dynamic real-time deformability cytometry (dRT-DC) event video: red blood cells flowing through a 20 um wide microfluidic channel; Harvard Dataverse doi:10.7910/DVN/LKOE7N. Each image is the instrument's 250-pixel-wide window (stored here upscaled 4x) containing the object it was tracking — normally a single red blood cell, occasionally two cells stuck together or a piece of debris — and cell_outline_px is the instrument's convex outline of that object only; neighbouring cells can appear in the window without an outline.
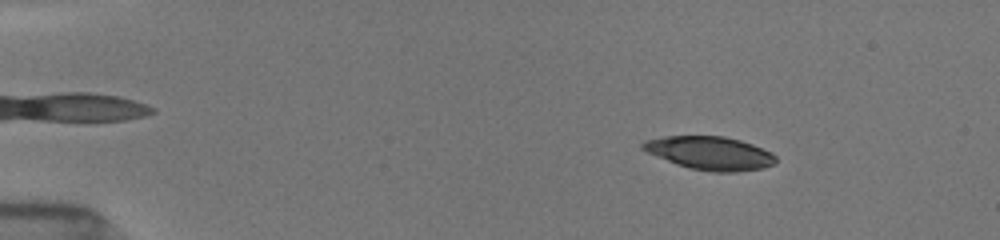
{"species": "common noctule bat (a hibernating species)", "species_latin": "Nyctalus noctula", "temperature_condition": "room temperature", "stored_images_in_passage": 22, "camera_frame_rate_fps": 3000, "um_per_image_px": 0.085, "animal": {"sex": "female", "body_mass_g": 19.5, "forearm_length_mm": 54.1}, "frame": {"image": 1, "passage_image": 4, "time_ms": 1.667, "image_size_px": [1000, 240], "cell_outline_px": [[776, 164], [764, 168], [736, 172], [712, 172], [688, 168], [676, 164], [656, 156], [640, 148], [640, 144], [644, 140], [664, 136], [724, 136], [740, 140], [752, 144], [772, 152], [776, 156]], "centroid_in_image_um": [60.35, 13.02], "position_along_channel_um": 24.6, "area_um2": 26.07}}
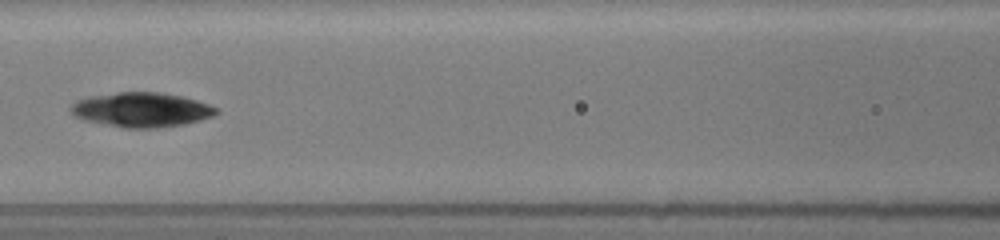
{"frame": {"image": 2, "passage_image": 15, "time_ms": 7.333, "image_size_px": [1000, 240], "cell_outline_px": [[220, 112], [212, 116], [200, 120], [184, 124], [156, 128], [124, 128], [84, 120], [76, 116], [68, 108], [76, 100], [88, 96], [116, 92], [160, 92], [180, 96], [196, 100], [220, 108]], "centroid_in_image_um": [12.02, 9.32], "position_along_channel_um": 154.6, "area_um2": 29.42}}
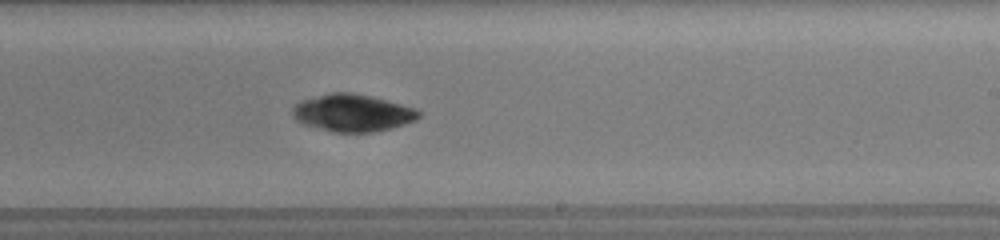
{"frame": {"image": 3, "passage_image": 22, "time_ms": 10.0, "image_size_px": [1000, 240], "cell_outline_px": [[420, 116], [416, 120], [392, 128], [372, 132], [332, 132], [304, 124], [296, 120], [292, 116], [292, 108], [300, 100], [332, 92], [352, 92], [372, 96], [388, 100], [416, 108], [420, 112]], "centroid_in_image_um": [29.97, 9.59], "position_along_channel_um": 259.0, "area_um2": 27.57}}